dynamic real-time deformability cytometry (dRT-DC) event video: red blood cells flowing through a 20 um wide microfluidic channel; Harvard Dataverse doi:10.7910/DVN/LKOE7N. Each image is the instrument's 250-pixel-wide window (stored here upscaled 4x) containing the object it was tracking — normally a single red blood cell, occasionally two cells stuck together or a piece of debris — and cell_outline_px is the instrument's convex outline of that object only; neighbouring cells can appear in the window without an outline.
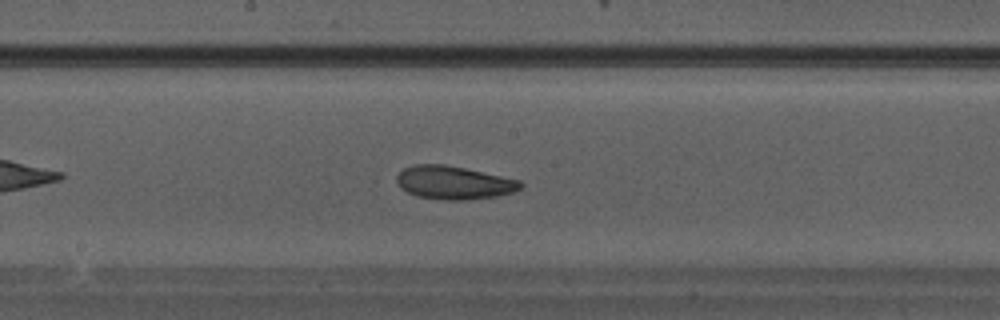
{"species": "Egyptian fruit bat (a non-hibernating species)", "species_latin": "Rousettus aegyptiacus", "temperature_condition": "warm", "stored_images_in_passage": 29, "camera_frame_rate_fps": 3000, "um_per_image_px": 0.085, "animal": {"sex": "male"}, "frame": {"image": 1, "passage_image": 13, "time_ms": 4.0, "image_size_px": [1000, 320], "cell_outline_px": [[524, 184], [520, 188], [512, 192], [496, 196], [464, 200], [444, 200], [416, 196], [400, 188], [396, 180], [396, 176], [404, 168], [412, 164], [444, 164], [464, 168], [520, 180]], "centroid_in_image_um": [38.54, 15.52], "position_along_channel_um": 209.7, "area_um2": 23.93}}
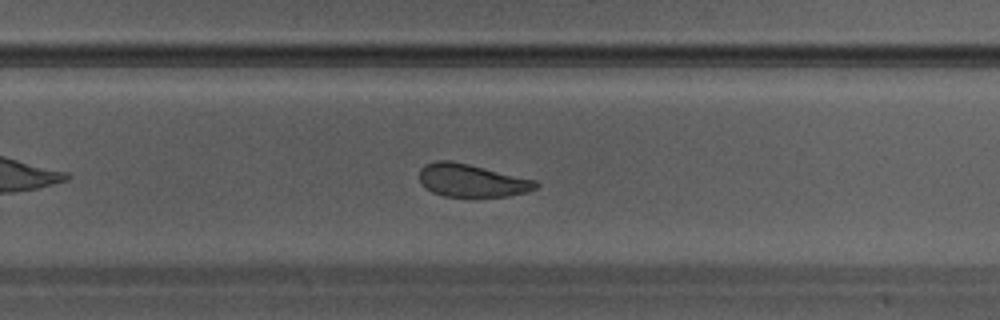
{"frame": {"image": 2, "passage_image": 17, "time_ms": 5.333, "image_size_px": [1000, 320], "cell_outline_px": [[540, 184], [536, 188], [528, 192], [508, 196], [444, 196], [432, 192], [420, 184], [420, 168], [424, 164], [436, 160], [448, 160], [468, 164], [536, 180]], "centroid_in_image_um": [40.08, 15.34], "position_along_channel_um": 289.7, "area_um2": 22.25}}